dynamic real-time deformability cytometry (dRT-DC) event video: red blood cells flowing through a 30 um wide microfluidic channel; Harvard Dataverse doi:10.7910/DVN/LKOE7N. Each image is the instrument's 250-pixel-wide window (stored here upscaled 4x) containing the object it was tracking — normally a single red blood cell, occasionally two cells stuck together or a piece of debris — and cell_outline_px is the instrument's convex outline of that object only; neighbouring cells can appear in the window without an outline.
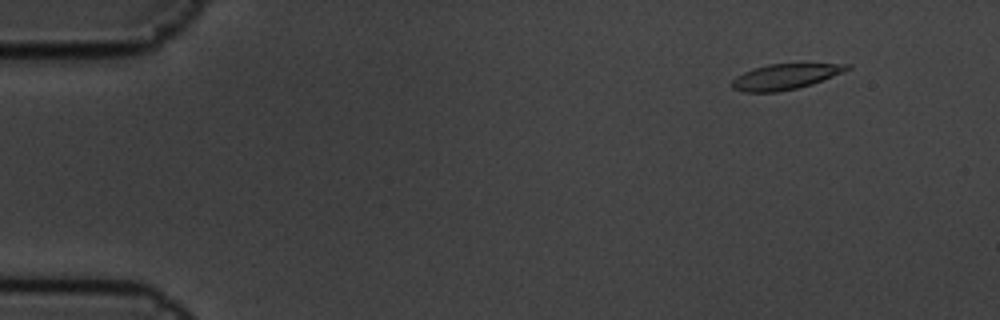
{"species": "common noctule bat (a hibernating species)", "species_latin": "Nyctalus noctula", "temperature_condition": "cold", "stored_images_in_passage": 6, "camera_frame_rate_fps": 3000, "um_per_image_px": 0.085, "animal": {"sex": "male", "body_mass_g": 19.5, "forearm_length_mm": 54.6}, "frame": {"image": 1, "passage_image": 2, "time_ms": 0.333, "image_size_px": [1000, 320], "cell_outline_px": [[852, 68], [812, 84], [796, 88], [776, 92], [744, 92], [732, 88], [732, 80], [736, 76], [744, 72], [768, 64], [852, 64]], "centroid_in_image_um": [66.73, 6.52], "position_along_channel_um": 18.3, "area_um2": 16.82}}
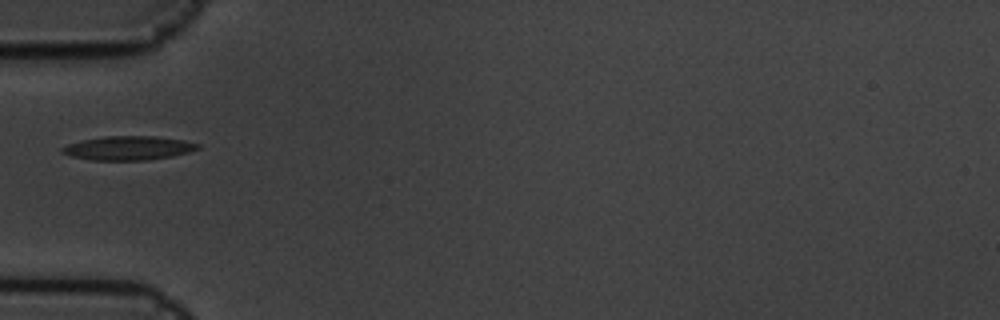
{"frame": {"image": 2, "passage_image": 6, "time_ms": 1.667, "image_size_px": [1000, 320], "cell_outline_px": [[200, 148], [188, 152], [172, 156], [148, 160], [92, 160], [72, 156], [60, 152], [60, 148], [68, 144], [84, 140], [104, 136], [156, 136], [184, 140], [200, 144]], "centroid_in_image_um": [10.92, 12.58], "position_along_channel_um": 74.1, "area_um2": 18.9}}